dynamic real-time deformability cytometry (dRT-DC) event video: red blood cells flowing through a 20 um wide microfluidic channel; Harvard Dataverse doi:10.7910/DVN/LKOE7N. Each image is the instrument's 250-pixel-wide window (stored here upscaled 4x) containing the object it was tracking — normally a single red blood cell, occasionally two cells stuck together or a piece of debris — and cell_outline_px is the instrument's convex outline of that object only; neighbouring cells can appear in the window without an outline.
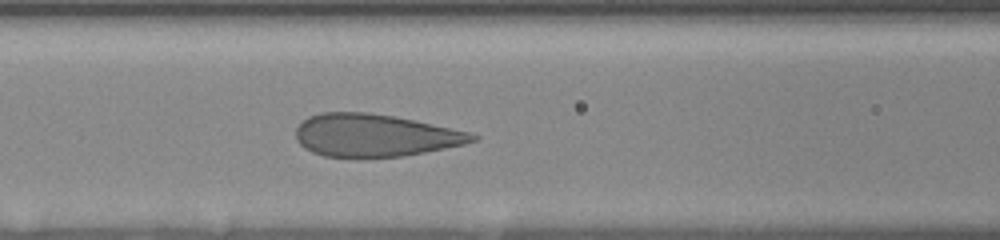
{"species": "human", "species_latin": "Homo sapiens", "temperature_condition": "room temperature", "stored_images_in_passage": 20, "camera_frame_rate_fps": 3000, "um_per_image_px": 0.085, "donor": {"sex": "female"}, "frame": {"image": 1, "passage_image": 8, "time_ms": 2.333, "image_size_px": [1000, 240], "cell_outline_px": [[480, 140], [464, 144], [404, 156], [324, 156], [312, 152], [304, 148], [296, 140], [296, 128], [308, 116], [320, 112], [364, 112], [392, 116], [432, 124], [468, 132], [480, 136]], "centroid_in_image_um": [31.84, 11.49], "position_along_channel_um": 134.8, "area_um2": 43.23}}
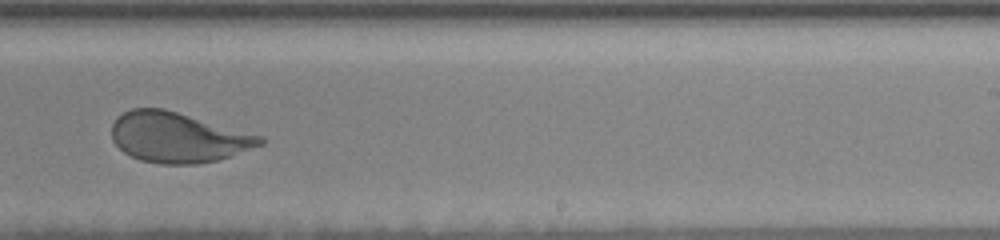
{"frame": {"image": 2, "passage_image": 14, "time_ms": 4.333, "image_size_px": [1000, 240], "cell_outline_px": [[264, 144], [216, 160], [196, 164], [160, 164], [140, 160], [124, 152], [112, 140], [112, 124], [116, 116], [132, 108], [164, 108], [264, 136]], "centroid_in_image_um": [15.11, 11.67], "position_along_channel_um": 273.9, "area_um2": 43.35}}
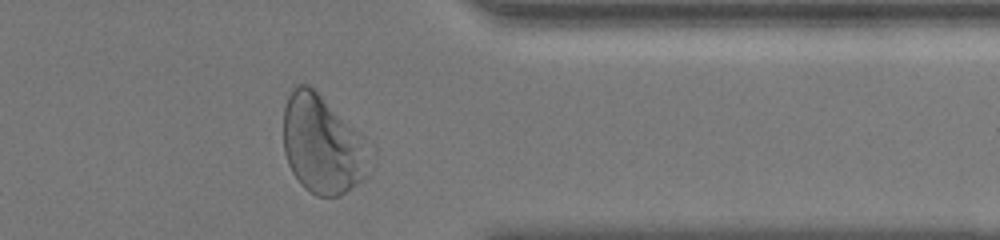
{"frame": {"image": 3, "passage_image": 19, "time_ms": 6.0, "image_size_px": [1000, 240], "cell_outline_px": [[376, 160], [372, 172], [364, 180], [340, 196], [316, 196], [304, 188], [292, 172], [288, 164], [284, 152], [284, 108], [288, 96], [292, 88], [296, 84], [308, 84], [364, 136], [376, 148]], "centroid_in_image_um": [27.53, 12.34], "position_along_channel_um": 383.9, "area_um2": 51.04}}